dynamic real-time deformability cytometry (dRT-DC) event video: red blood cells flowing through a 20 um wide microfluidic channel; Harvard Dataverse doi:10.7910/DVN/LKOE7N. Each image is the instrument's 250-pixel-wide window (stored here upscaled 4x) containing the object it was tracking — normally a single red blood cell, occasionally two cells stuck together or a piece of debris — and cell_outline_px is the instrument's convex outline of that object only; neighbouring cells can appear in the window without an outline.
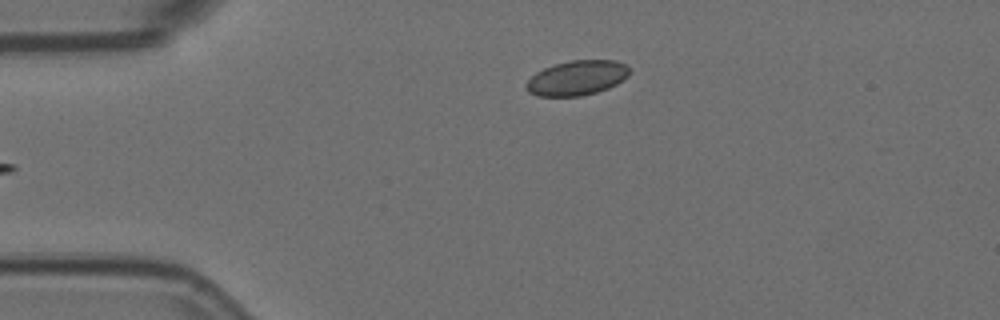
{"species": "Egyptian fruit bat (a non-hibernating species)", "species_latin": "Rousettus aegyptiacus", "temperature_condition": "room temperature", "stored_images_in_passage": 4, "camera_frame_rate_fps": 3000, "um_per_image_px": 0.085, "animal": {"sex": "female"}, "frame": {"image": 1, "passage_image": 4, "time_ms": 1.0, "image_size_px": [1000, 320], "cell_outline_px": [[628, 76], [616, 84], [608, 88], [596, 92], [580, 96], [536, 96], [528, 92], [524, 88], [524, 84], [536, 72], [544, 68], [556, 64], [572, 60], [616, 60], [624, 64], [628, 68]], "centroid_in_image_um": [48.99, 6.63], "position_along_channel_um": 36.0, "area_um2": 20.87}}